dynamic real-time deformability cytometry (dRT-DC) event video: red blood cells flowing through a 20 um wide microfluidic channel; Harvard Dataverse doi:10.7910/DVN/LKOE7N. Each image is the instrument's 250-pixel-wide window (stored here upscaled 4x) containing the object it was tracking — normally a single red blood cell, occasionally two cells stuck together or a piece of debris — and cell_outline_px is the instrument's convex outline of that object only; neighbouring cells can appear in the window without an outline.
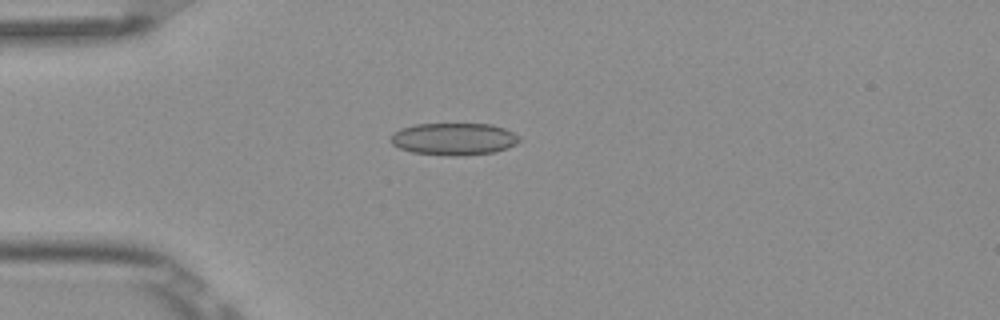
{"species": "Egyptian fruit bat (a non-hibernating species)", "species_latin": "Rousettus aegyptiacus", "temperature_condition": "room temperature", "stored_images_in_passage": 5, "camera_frame_rate_fps": 3000, "um_per_image_px": 0.085, "frame": {"image": 1, "passage_image": 5, "time_ms": 1.333, "image_size_px": [1000, 320], "cell_outline_px": [[520, 140], [516, 144], [508, 148], [496, 152], [464, 156], [448, 156], [412, 152], [400, 148], [392, 144], [392, 132], [400, 128], [416, 124], [492, 124], [504, 128], [520, 136]], "centroid_in_image_um": [38.6, 11.82], "position_along_channel_um": 46.4, "area_um2": 24.33}}